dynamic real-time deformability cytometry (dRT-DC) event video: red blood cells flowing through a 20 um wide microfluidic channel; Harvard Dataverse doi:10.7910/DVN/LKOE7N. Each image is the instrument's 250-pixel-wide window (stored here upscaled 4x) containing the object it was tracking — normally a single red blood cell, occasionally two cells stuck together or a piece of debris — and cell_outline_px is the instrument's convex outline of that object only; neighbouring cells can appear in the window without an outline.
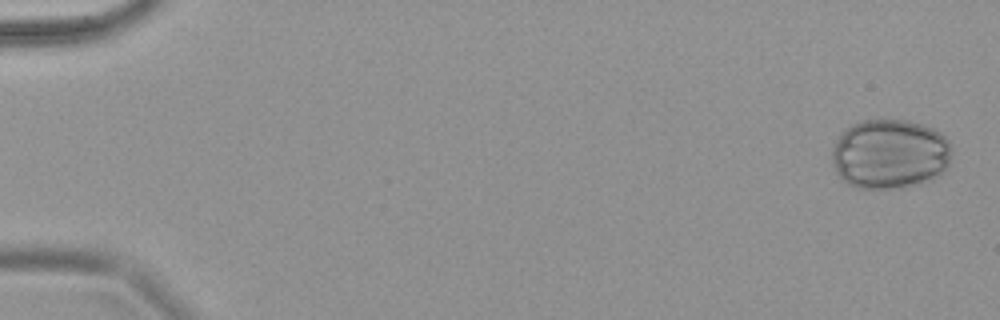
{"species": "common noctule bat (a hibernating species)", "species_latin": "Nyctalus noctula", "temperature_condition": "warm", "stored_images_in_passage": 6, "camera_frame_rate_fps": 3000, "um_per_image_px": 0.085, "animal": {"sex": "female", "body_mass_g": 18.4}, "frame": {"image": 1, "passage_image": 1, "time_ms": 0.0, "image_size_px": [1000, 320], "cell_outline_px": [[952, 148], [948, 164], [944, 172], [932, 180], [920, 184], [904, 188], [860, 188], [848, 184], [836, 172], [832, 164], [832, 148], [840, 132], [852, 124], [860, 120], [908, 120], [924, 124], [940, 132], [948, 140]], "centroid_in_image_um": [75.64, 13.09], "position_along_channel_um": 9.4, "area_um2": 49.3}}